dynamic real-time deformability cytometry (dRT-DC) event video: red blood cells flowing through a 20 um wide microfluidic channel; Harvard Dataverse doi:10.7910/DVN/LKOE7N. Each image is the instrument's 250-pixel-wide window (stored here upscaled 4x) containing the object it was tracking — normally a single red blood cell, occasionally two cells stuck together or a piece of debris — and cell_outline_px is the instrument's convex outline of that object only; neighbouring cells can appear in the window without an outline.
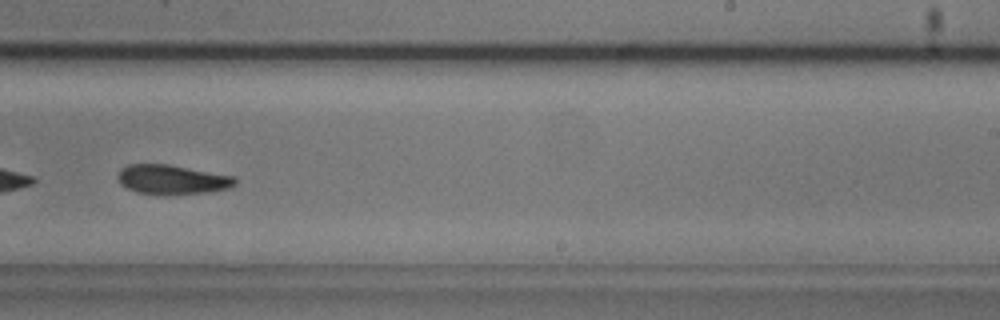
{"species": "common noctule bat (a hibernating species)", "species_latin": "Nyctalus noctula", "temperature_condition": "cold", "stored_images_in_passage": 44, "camera_frame_rate_fps": 3000, "um_per_image_px": 0.085, "animal": {"sex": "male", "body_mass_g": 20.5, "forearm_length_mm": 52.5}, "frame": {"image": 1, "passage_image": 32, "time_ms": 10.333, "image_size_px": [1000, 320], "cell_outline_px": [[236, 184], [228, 188], [208, 192], [168, 196], [164, 196], [136, 192], [120, 184], [116, 176], [120, 168], [128, 164], [168, 164], [236, 176]], "centroid_in_image_um": [14.61, 15.27], "position_along_channel_um": 274.4, "area_um2": 20.63}, "authors_computed_cell_mechanics": {"area_um2": 21.2993, "velocity_mm_per_s": 3.7659, "shape_relaxation_time_tau1_ms": 3.7363, "shape_relaxation_time_tau2_ms": 5.8371, "deformation_change_tau1": 0.1273, "deformation_change_tau2": 0.1399}}